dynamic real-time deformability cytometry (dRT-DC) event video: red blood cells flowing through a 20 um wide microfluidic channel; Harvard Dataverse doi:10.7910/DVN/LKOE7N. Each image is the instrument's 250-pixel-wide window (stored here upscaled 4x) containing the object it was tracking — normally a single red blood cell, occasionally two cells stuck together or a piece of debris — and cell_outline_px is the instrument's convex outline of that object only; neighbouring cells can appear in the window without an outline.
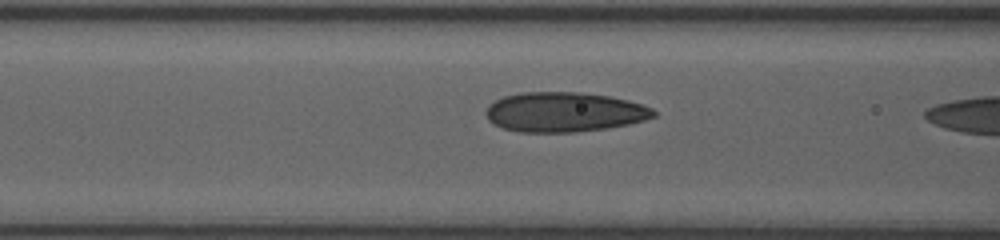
{"species": "human", "species_latin": "Homo sapiens", "temperature_condition": "room temperature", "stored_images_in_passage": 20, "camera_frame_rate_fps": 3000, "um_per_image_px": 0.085, "donor": {"sex": "female"}, "frame": {"image": 1, "passage_image": 19, "time_ms": 6.0, "image_size_px": [1000, 240], "cell_outline_px": [[656, 116], [644, 120], [628, 124], [604, 128], [576, 132], [520, 132], [504, 128], [492, 124], [488, 120], [484, 112], [488, 104], [504, 96], [520, 92], [580, 92], [608, 96], [628, 100], [652, 108], [656, 112]], "centroid_in_image_um": [47.92, 9.52], "position_along_channel_um": 118.7, "area_um2": 38.9}}